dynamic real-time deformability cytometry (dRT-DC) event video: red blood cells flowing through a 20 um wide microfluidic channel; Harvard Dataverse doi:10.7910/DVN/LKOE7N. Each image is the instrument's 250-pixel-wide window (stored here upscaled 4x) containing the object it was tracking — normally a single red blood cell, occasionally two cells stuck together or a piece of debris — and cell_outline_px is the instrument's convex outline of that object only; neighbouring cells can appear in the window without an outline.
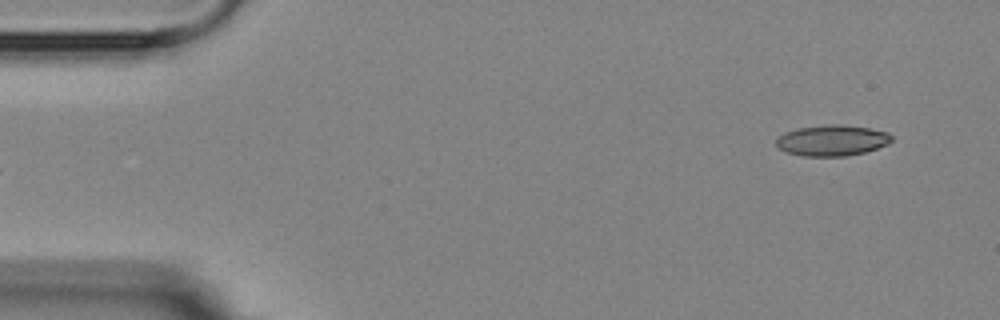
{"species": "Egyptian fruit bat (a non-hibernating species)", "species_latin": "Rousettus aegyptiacus", "temperature_condition": "room temperature", "stored_images_in_passage": 3, "camera_frame_rate_fps": 3000, "um_per_image_px": 0.085, "animal": {"sex": "female"}, "frame": {"image": 1, "passage_image": 3, "time_ms": 3.0, "image_size_px": [1000, 320], "cell_outline_px": [[892, 140], [888, 144], [864, 152], [844, 156], [804, 156], [788, 152], [780, 148], [776, 144], [776, 140], [784, 132], [796, 128], [832, 124], [844, 124], [868, 128], [888, 132], [892, 136]], "centroid_in_image_um": [70.74, 11.92], "position_along_channel_um": 14.3, "area_um2": 20.63}}